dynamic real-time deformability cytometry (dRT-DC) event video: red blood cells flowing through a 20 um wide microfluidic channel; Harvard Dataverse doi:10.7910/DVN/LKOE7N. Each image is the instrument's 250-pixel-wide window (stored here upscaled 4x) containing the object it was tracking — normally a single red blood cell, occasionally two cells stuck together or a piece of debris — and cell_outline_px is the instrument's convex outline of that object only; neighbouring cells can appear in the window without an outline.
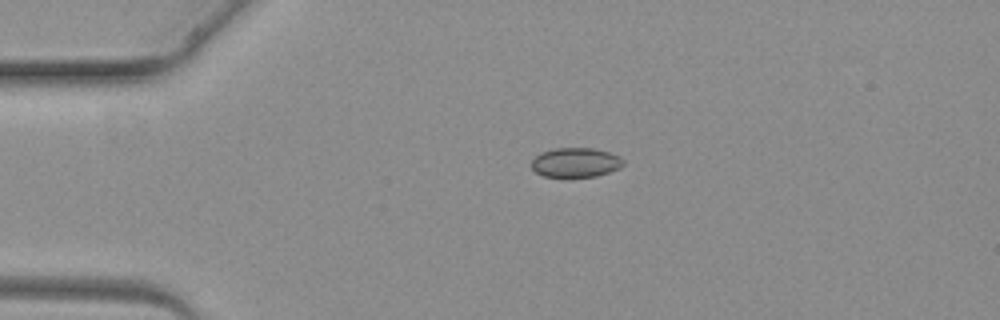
{"species": "common noctule bat (a hibernating species)", "species_latin": "Nyctalus noctula", "temperature_condition": "warm", "stored_images_in_passage": 2, "camera_frame_rate_fps": 3000, "um_per_image_px": 0.085, "animal": {"sex": "female", "body_mass_g": 19.3, "forearm_length_mm": 54.1}, "frame": {"image": 1, "passage_image": 1, "time_ms": 0.0, "image_size_px": [1000, 320], "cell_outline_px": [[624, 164], [620, 168], [596, 176], [544, 176], [536, 172], [532, 168], [532, 160], [540, 152], [556, 148], [592, 148], [608, 152], [620, 156], [624, 160]], "centroid_in_image_um": [48.94, 13.8], "position_along_channel_um": 36.1, "area_um2": 15.61}}
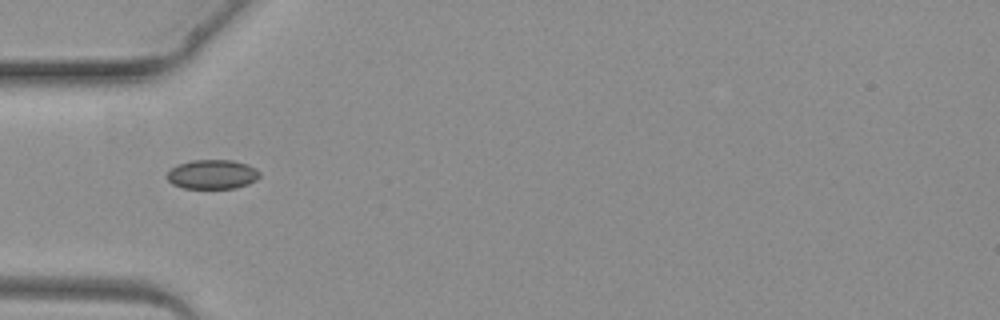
{"frame": {"image": 2, "passage_image": 2, "time_ms": 1.333, "image_size_px": [1000, 320], "cell_outline_px": [[260, 176], [256, 180], [248, 184], [236, 188], [184, 188], [172, 184], [168, 180], [168, 172], [176, 164], [192, 160], [232, 160], [248, 164], [256, 168], [260, 172]], "centroid_in_image_um": [18.07, 14.81], "position_along_channel_um": 66.9, "area_um2": 15.9}}